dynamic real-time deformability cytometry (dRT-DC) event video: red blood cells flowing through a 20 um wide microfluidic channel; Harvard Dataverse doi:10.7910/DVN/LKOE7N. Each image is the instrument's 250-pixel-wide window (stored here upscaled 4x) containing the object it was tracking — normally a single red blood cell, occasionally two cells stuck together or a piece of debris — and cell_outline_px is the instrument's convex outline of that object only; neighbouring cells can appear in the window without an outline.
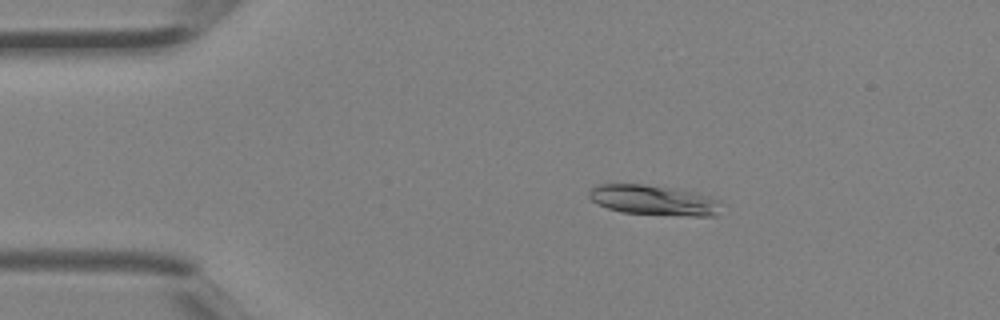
{"species": "Egyptian fruit bat (a non-hibernating species)", "species_latin": "Rousettus aegyptiacus", "temperature_condition": "room temperature", "stored_images_in_passage": 3, "camera_frame_rate_fps": 3000, "um_per_image_px": 0.085, "animal": {"sex": "female"}, "frame": {"image": 1, "passage_image": 2, "time_ms": 0.333, "image_size_px": [1000, 320], "cell_outline_px": [[728, 204], [716, 216], [688, 216], [620, 212], [608, 208], [592, 200], [588, 196], [588, 192], [596, 184], [644, 184], [668, 188], [708, 196], [720, 200]], "centroid_in_image_um": [55.64, 17.03], "position_along_channel_um": 29.4, "area_um2": 23.29}}